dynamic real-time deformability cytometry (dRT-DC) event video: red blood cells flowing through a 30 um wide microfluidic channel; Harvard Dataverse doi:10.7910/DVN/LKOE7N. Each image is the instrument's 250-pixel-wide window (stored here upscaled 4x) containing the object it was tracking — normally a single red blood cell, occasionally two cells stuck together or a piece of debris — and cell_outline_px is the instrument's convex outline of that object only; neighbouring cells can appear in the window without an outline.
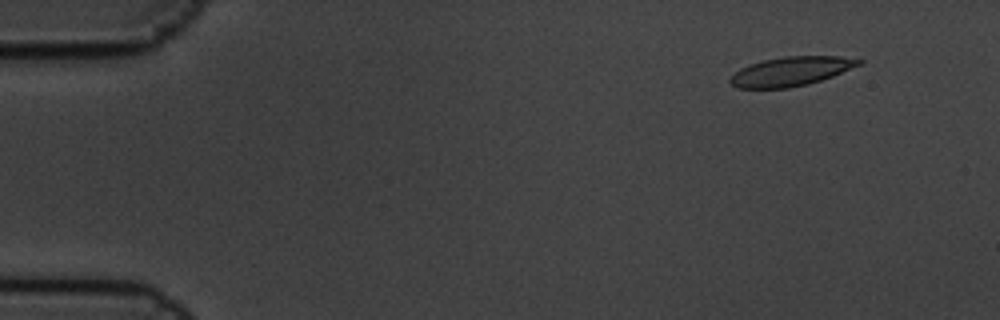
{"species": "common noctule bat (a hibernating species)", "species_latin": "Nyctalus noctula", "temperature_condition": "cold", "stored_images_in_passage": 6, "camera_frame_rate_fps": 3000, "um_per_image_px": 0.085, "animal": {"sex": "male", "body_mass_g": 19.5, "forearm_length_mm": 54.6}, "frame": {"image": 1, "passage_image": 2, "time_ms": 0.333, "image_size_px": [1000, 320], "cell_outline_px": [[864, 64], [832, 76], [808, 84], [788, 88], [736, 88], [728, 80], [740, 68], [748, 64], [764, 60], [784, 56], [840, 56], [864, 60]], "centroid_in_image_um": [67.26, 6.06], "position_along_channel_um": 17.7, "area_um2": 21.91}}
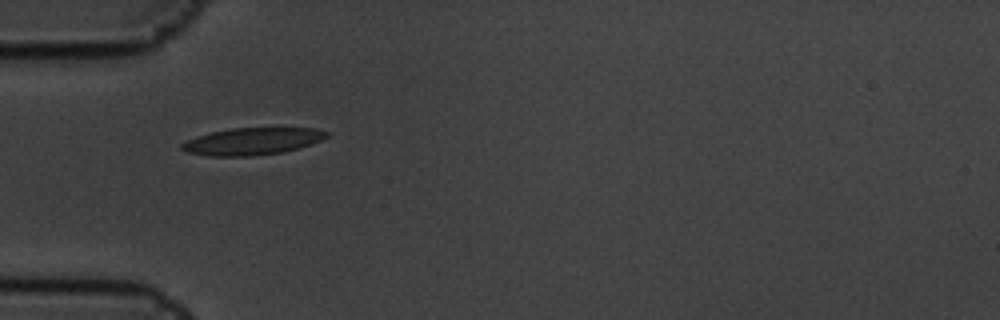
{"frame": {"image": 2, "passage_image": 5, "time_ms": 1.333, "image_size_px": [1000, 320], "cell_outline_px": [[328, 136], [312, 144], [280, 152], [252, 156], [208, 156], [188, 152], [180, 148], [180, 144], [196, 136], [212, 132], [232, 128], [316, 128], [328, 132]], "centroid_in_image_um": [21.42, 12.01], "position_along_channel_um": 63.6, "area_um2": 22.66}}
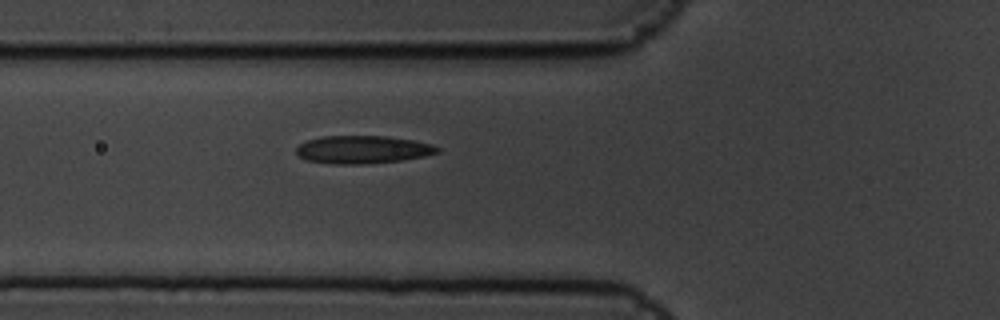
{"frame": {"image": 3, "passage_image": 6, "time_ms": 1.667, "image_size_px": [1000, 320], "cell_outline_px": [[440, 152], [424, 156], [400, 160], [364, 164], [332, 164], [304, 160], [296, 152], [296, 148], [300, 144], [308, 140], [320, 136], [388, 136], [412, 140], [432, 144], [440, 148]], "centroid_in_image_um": [30.81, 12.71], "position_along_channel_um": 95.0, "area_um2": 22.95}}